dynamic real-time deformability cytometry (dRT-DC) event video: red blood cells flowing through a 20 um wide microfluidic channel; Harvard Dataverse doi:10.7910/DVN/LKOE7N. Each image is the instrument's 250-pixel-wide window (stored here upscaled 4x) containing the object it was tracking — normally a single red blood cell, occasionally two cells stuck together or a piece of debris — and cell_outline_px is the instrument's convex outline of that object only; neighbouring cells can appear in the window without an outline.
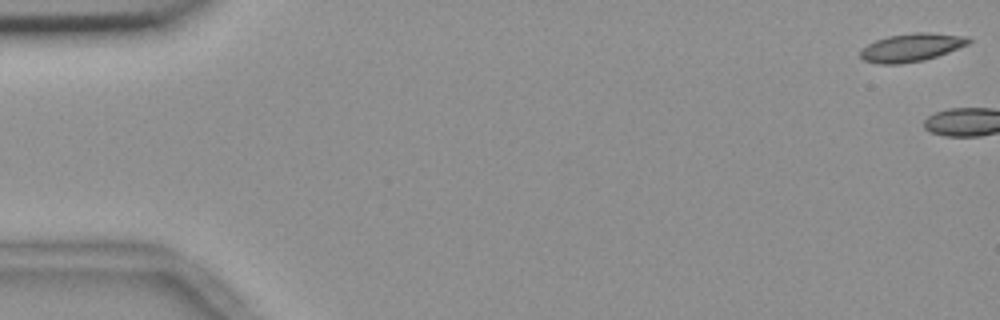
{"species": "common noctule bat (a hibernating species)", "species_latin": "Nyctalus noctula", "temperature_condition": "room temperature", "stored_images_in_passage": 4, "camera_frame_rate_fps": 3000, "um_per_image_px": 0.085, "animal": {"sex": "female", "body_mass_g": 18.4}, "frame": {"image": 1, "passage_image": 1, "time_ms": 0.0, "image_size_px": [1000, 320], "cell_outline_px": [[972, 40], [968, 44], [948, 52], [924, 60], [900, 64], [876, 64], [864, 60], [860, 56], [860, 52], [868, 44], [876, 40], [888, 36], [912, 32], [928, 32], [968, 36]], "centroid_in_image_um": [77.48, 4.03], "position_along_channel_um": 7.5, "area_um2": 17.74}}